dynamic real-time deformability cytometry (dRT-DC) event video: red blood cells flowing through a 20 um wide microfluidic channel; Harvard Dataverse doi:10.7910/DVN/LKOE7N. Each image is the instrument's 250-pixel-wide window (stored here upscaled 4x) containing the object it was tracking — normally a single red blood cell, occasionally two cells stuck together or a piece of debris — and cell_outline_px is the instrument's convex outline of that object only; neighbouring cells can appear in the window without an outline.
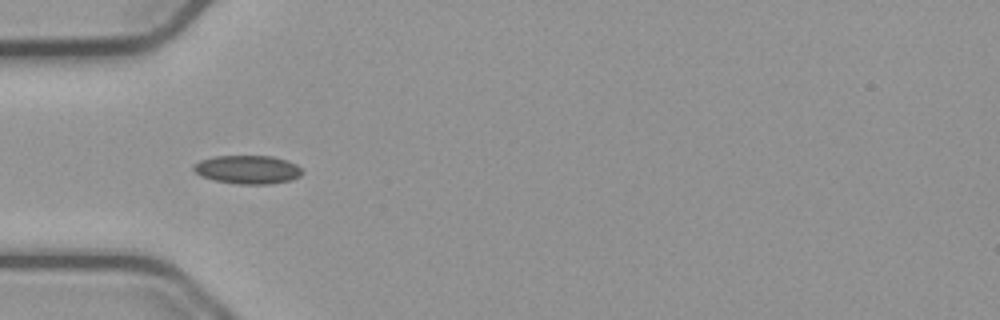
{"species": "common noctule bat (a hibernating species)", "species_latin": "Nyctalus noctula", "temperature_condition": "cold", "stored_images_in_passage": 38, "camera_frame_rate_fps": 3000, "um_per_image_px": 0.085, "animal": {"sex": "male", "body_mass_g": 23.1, "forearm_length_mm": 52.7}, "frame": {"image": 1, "passage_image": 1, "time_ms": 0.0, "image_size_px": [1000, 320], "cell_outline_px": [[304, 172], [300, 176], [292, 180], [268, 184], [236, 184], [216, 180], [200, 176], [192, 168], [192, 164], [200, 160], [216, 156], [272, 156], [288, 160], [296, 164]], "centroid_in_image_um": [21.06, 14.41], "position_along_channel_um": 63.9, "area_um2": 18.15}}
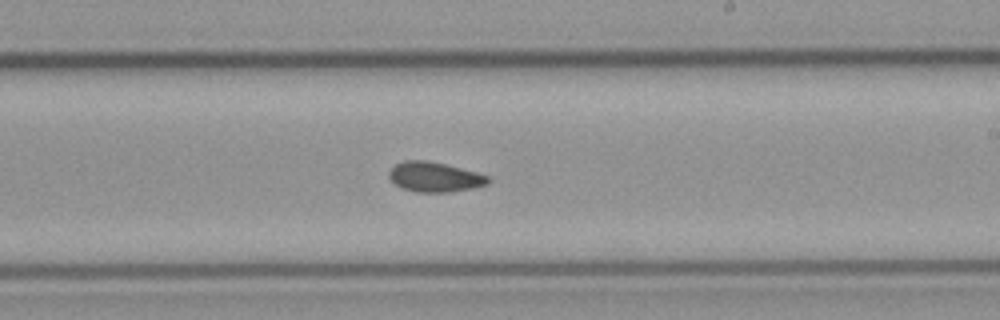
{"frame": {"image": 2, "passage_image": 16, "time_ms": 5.0, "image_size_px": [1000, 320], "cell_outline_px": [[492, 180], [488, 184], [472, 188], [452, 192], [416, 192], [400, 188], [388, 176], [388, 172], [396, 164], [404, 160], [428, 160], [476, 172], [488, 176]], "centroid_in_image_um": [36.94, 15.05], "position_along_channel_um": 252.1, "area_um2": 17.28}}
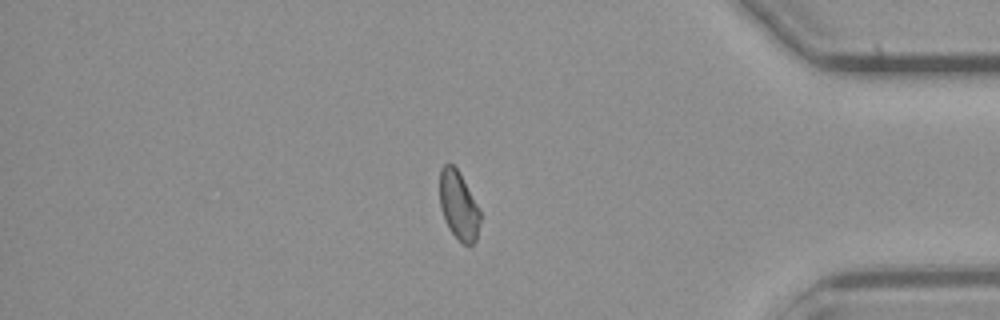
{"frame": {"image": 3, "passage_image": 30, "time_ms": 9.667, "image_size_px": [1000, 320], "cell_outline_px": [[480, 220], [476, 240], [472, 244], [464, 244], [448, 228], [440, 208], [440, 168], [444, 164], [452, 164], [460, 172], [480, 208]], "centroid_in_image_um": [38.99, 17.43], "position_along_channel_um": 396.2, "area_um2": 16.18}, "authors_computed_cell_mechanics": {"area_um2": 16.9065, "velocity_mm_per_s": 3.7716, "shape_relaxation_time_tau1_ms": 7.9103, "shape_relaxation_time_tau2_ms": 2.8457, "deformation_change_tau1": 0.1079, "deformation_change_tau2": 0.0753}}